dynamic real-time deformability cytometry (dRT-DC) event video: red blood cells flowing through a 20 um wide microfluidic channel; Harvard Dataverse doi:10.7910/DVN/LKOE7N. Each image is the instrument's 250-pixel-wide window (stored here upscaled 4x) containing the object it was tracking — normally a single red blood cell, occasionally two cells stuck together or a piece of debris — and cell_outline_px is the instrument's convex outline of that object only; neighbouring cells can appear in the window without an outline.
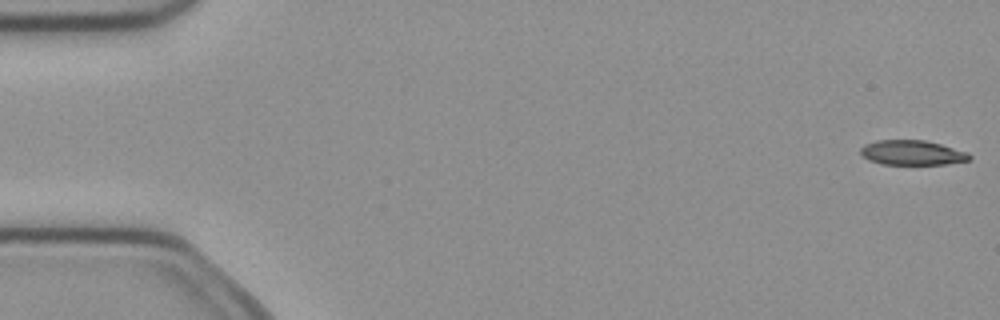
{"species": "common noctule bat (a hibernating species)", "species_latin": "Nyctalus noctula", "temperature_condition": "cold", "stored_images_in_passage": 5, "camera_frame_rate_fps": 3000, "um_per_image_px": 0.085, "animal": {"sex": "female", "body_mass_g": 21.9}, "frame": {"image": 1, "passage_image": 1, "time_ms": 0.0, "image_size_px": [1000, 320], "cell_outline_px": [[972, 160], [948, 164], [880, 164], [868, 160], [860, 156], [860, 148], [864, 144], [876, 140], [924, 140], [940, 144], [968, 152], [972, 156]], "centroid_in_image_um": [77.52, 12.98], "position_along_channel_um": 7.5, "area_um2": 15.95}}